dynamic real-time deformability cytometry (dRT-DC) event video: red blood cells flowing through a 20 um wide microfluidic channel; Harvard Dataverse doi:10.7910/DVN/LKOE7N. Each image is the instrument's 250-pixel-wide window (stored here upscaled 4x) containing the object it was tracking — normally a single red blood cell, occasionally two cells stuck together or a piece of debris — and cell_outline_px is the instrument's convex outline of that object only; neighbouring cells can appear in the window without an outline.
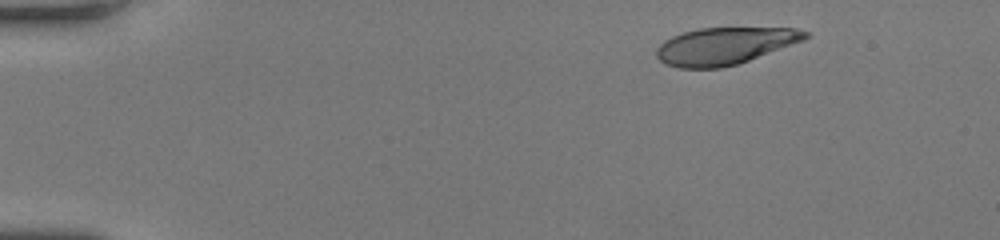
{"species": "human", "species_latin": "Homo sapiens", "temperature_condition": "room temperature", "stored_images_in_passage": 44, "camera_frame_rate_fps": 3000, "um_per_image_px": 0.085, "donor": {"sex": "female"}, "frame": {"image": 1, "passage_image": 1, "time_ms": 0.0, "image_size_px": [1000, 240], "cell_outline_px": [[812, 36], [804, 40], [748, 60], [736, 64], [720, 68], [680, 68], [668, 64], [660, 60], [656, 56], [656, 48], [664, 40], [672, 36], [684, 32], [700, 28], [796, 28], [808, 32]], "centroid_in_image_um": [61.6, 3.89], "position_along_channel_um": 23.4, "area_um2": 31.91}}
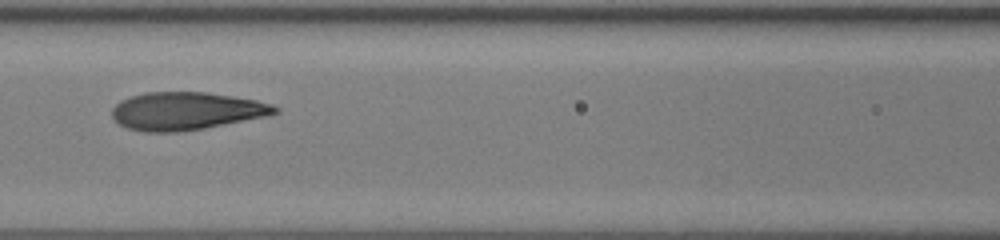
{"frame": {"image": 2, "passage_image": 18, "time_ms": 5.667, "image_size_px": [1000, 240], "cell_outline_px": [[280, 112], [264, 116], [204, 128], [176, 132], [144, 132], [128, 128], [120, 124], [112, 116], [112, 108], [120, 100], [144, 92], [208, 92], [256, 100], [272, 104], [280, 108]], "centroid_in_image_um": [15.81, 9.43], "position_along_channel_um": 150.8, "area_um2": 35.72}}
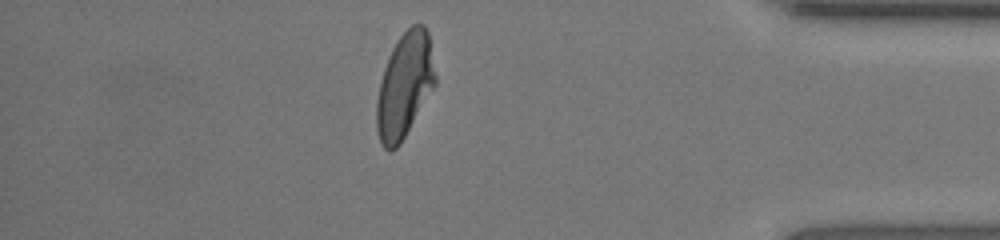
{"frame": {"image": 3, "passage_image": 38, "time_ms": 12.333, "image_size_px": [1000, 240], "cell_outline_px": [[436, 84], [400, 144], [396, 148], [388, 152], [380, 144], [376, 128], [376, 100], [384, 68], [392, 48], [396, 40], [412, 24], [424, 24], [428, 32], [436, 76]], "centroid_in_image_um": [34.38, 7.28], "position_along_channel_um": 400.8, "area_um2": 35.84}, "authors_computed_cell_mechanics": {"area_um2": 35.7493, "velocity_mm_per_s": 4.2253, "shape_relaxation_time_tau1_ms": 3.9798, "shape_relaxation_time_tau2_ms": 0.7776, "deformation_change_tau1": 0.2256, "deformation_change_tau2": 0.0745}}